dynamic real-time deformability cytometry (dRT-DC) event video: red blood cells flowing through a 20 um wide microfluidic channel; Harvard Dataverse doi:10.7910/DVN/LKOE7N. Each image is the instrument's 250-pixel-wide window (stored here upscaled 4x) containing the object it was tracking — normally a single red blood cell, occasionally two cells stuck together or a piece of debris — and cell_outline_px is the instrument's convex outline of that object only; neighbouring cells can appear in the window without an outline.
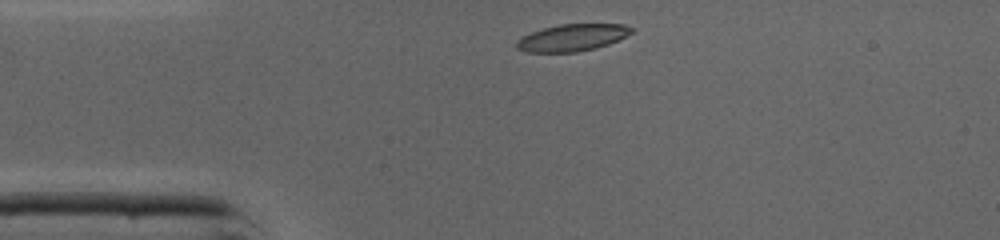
{"species": "common noctule bat (a hibernating species)", "species_latin": "Nyctalus noctula", "temperature_condition": "cold", "stored_images_in_passage": 29, "camera_frame_rate_fps": 3000, "um_per_image_px": 0.085, "animal": {"sex": "male", "body_mass_g": 19.0, "forearm_length_mm": 50.8}, "frame": {"image": 1, "passage_image": 1, "time_ms": 0.0, "image_size_px": [1000, 240], "cell_outline_px": [[636, 28], [632, 32], [608, 44], [596, 48], [576, 52], [524, 52], [516, 48], [516, 40], [532, 32], [544, 28], [560, 24], [624, 24]], "centroid_in_image_um": [48.63, 3.2], "position_along_channel_um": 36.4, "area_um2": 17.98}}
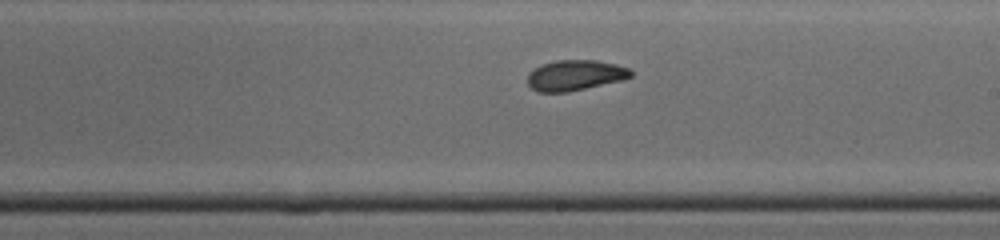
{"frame": {"image": 2, "passage_image": 17, "time_ms": 5.333, "image_size_px": [1000, 240], "cell_outline_px": [[632, 76], [624, 80], [568, 92], [540, 92], [532, 88], [528, 84], [528, 72], [540, 64], [556, 60], [596, 60], [616, 64], [628, 68], [632, 72]], "centroid_in_image_um": [48.88, 6.39], "position_along_channel_um": 240.1, "area_um2": 18.5}}
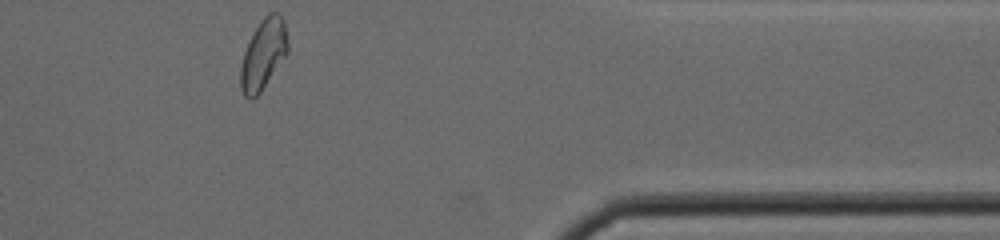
{"frame": {"image": 3, "passage_image": 29, "time_ms": 9.333, "image_size_px": [1000, 240], "cell_outline_px": [[288, 52], [260, 92], [252, 100], [244, 96], [240, 88], [240, 68], [244, 52], [252, 32], [260, 20], [268, 12], [280, 12], [284, 20], [288, 44]], "centroid_in_image_um": [22.37, 4.58], "position_along_channel_um": 389.0, "area_um2": 19.42}, "authors_computed_cell_mechanics": {"area_um2": 18.6694, "velocity_mm_per_s": 4.3357, "shape_relaxation_time_tau1_ms": null, "shape_relaxation_time_tau2_ms": 1.9028, "deformation_change_tau1": null, "deformation_change_tau2": 0.0715}}